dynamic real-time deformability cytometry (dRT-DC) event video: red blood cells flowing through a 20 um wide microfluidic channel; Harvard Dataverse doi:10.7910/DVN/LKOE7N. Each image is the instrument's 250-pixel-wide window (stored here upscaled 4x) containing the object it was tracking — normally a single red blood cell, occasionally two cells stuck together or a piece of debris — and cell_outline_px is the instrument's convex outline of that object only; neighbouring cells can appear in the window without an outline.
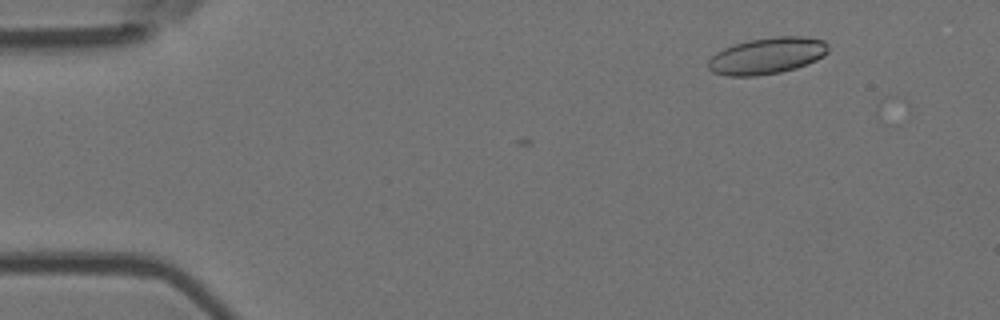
{"species": "Egyptian fruit bat (a non-hibernating species)", "species_latin": "Rousettus aegyptiacus", "temperature_condition": "room temperature", "stored_images_in_passage": 2, "camera_frame_rate_fps": 3000, "um_per_image_px": 0.085, "animal": {"sex": "female"}, "frame": {"image": 1, "passage_image": 2, "time_ms": 0.333, "image_size_px": [1000, 320], "cell_outline_px": [[828, 52], [824, 56], [816, 60], [796, 68], [780, 72], [756, 76], [728, 76], [712, 72], [708, 68], [708, 60], [716, 52], [724, 48], [748, 40], [772, 36], [804, 36], [824, 40], [828, 44]], "centroid_in_image_um": [65.21, 4.73], "position_along_channel_um": 19.8, "area_um2": 25.66}}